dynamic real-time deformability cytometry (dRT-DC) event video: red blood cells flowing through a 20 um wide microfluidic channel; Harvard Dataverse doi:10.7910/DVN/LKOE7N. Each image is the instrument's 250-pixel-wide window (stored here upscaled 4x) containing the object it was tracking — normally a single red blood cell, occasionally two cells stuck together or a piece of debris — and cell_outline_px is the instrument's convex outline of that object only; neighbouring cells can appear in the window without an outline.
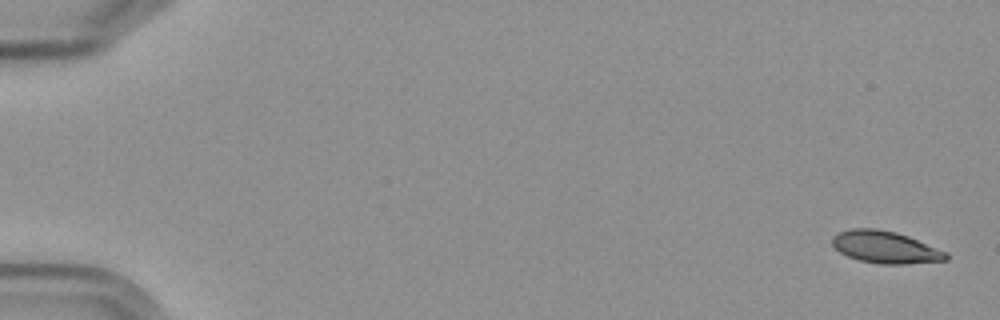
{"species": "Egyptian fruit bat (a non-hibernating species)", "species_latin": "Rousettus aegyptiacus", "temperature_condition": "cold", "stored_images_in_passage": 6, "camera_frame_rate_fps": 3000, "um_per_image_px": 0.085, "frame": {"image": 1, "passage_image": 1, "time_ms": 0.0, "image_size_px": [1000, 320], "cell_outline_px": [[948, 260], [904, 264], [880, 264], [860, 260], [848, 256], [840, 252], [832, 244], [832, 236], [840, 232], [852, 228], [876, 228], [896, 232], [908, 236], [948, 252]], "centroid_in_image_um": [75.27, 21.01], "position_along_channel_um": 9.7, "area_um2": 21.27}}